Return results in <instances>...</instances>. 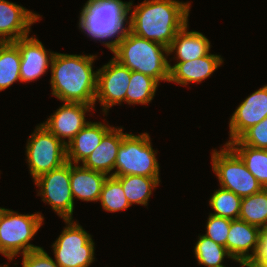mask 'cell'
Returning <instances> with one entry per match:
<instances>
[{
    "label": "cell",
    "mask_w": 267,
    "mask_h": 267,
    "mask_svg": "<svg viewBox=\"0 0 267 267\" xmlns=\"http://www.w3.org/2000/svg\"><path fill=\"white\" fill-rule=\"evenodd\" d=\"M261 229L248 224L246 221L231 220L229 235L227 237V251L231 259L246 267L256 255L259 246ZM249 251H252L251 254Z\"/></svg>",
    "instance_id": "9a60e30c"
},
{
    "label": "cell",
    "mask_w": 267,
    "mask_h": 267,
    "mask_svg": "<svg viewBox=\"0 0 267 267\" xmlns=\"http://www.w3.org/2000/svg\"><path fill=\"white\" fill-rule=\"evenodd\" d=\"M106 178L107 175L104 173L70 163V185L73 199L99 201Z\"/></svg>",
    "instance_id": "ffe728a7"
},
{
    "label": "cell",
    "mask_w": 267,
    "mask_h": 267,
    "mask_svg": "<svg viewBox=\"0 0 267 267\" xmlns=\"http://www.w3.org/2000/svg\"><path fill=\"white\" fill-rule=\"evenodd\" d=\"M64 222L67 226L52 245L54 261L60 267H89L95 260L91 235L72 219Z\"/></svg>",
    "instance_id": "9c48e42d"
},
{
    "label": "cell",
    "mask_w": 267,
    "mask_h": 267,
    "mask_svg": "<svg viewBox=\"0 0 267 267\" xmlns=\"http://www.w3.org/2000/svg\"><path fill=\"white\" fill-rule=\"evenodd\" d=\"M221 151L212 152V169L220 186L232 191L241 198L259 192L263 187L248 171L240 156L228 145Z\"/></svg>",
    "instance_id": "52a82bcc"
},
{
    "label": "cell",
    "mask_w": 267,
    "mask_h": 267,
    "mask_svg": "<svg viewBox=\"0 0 267 267\" xmlns=\"http://www.w3.org/2000/svg\"><path fill=\"white\" fill-rule=\"evenodd\" d=\"M223 63L222 57L216 54H207L201 58L185 62L169 64V82L188 85L190 82L200 83L208 78Z\"/></svg>",
    "instance_id": "e0dca14e"
},
{
    "label": "cell",
    "mask_w": 267,
    "mask_h": 267,
    "mask_svg": "<svg viewBox=\"0 0 267 267\" xmlns=\"http://www.w3.org/2000/svg\"><path fill=\"white\" fill-rule=\"evenodd\" d=\"M195 257L199 265L207 267H225L222 262L224 257L231 258L226 247L215 243L209 237L199 235L198 241L194 247Z\"/></svg>",
    "instance_id": "4316f807"
},
{
    "label": "cell",
    "mask_w": 267,
    "mask_h": 267,
    "mask_svg": "<svg viewBox=\"0 0 267 267\" xmlns=\"http://www.w3.org/2000/svg\"><path fill=\"white\" fill-rule=\"evenodd\" d=\"M188 23L176 34L168 48L169 55L176 52L177 62L201 58L210 51V42L202 33L187 31Z\"/></svg>",
    "instance_id": "44dd1931"
},
{
    "label": "cell",
    "mask_w": 267,
    "mask_h": 267,
    "mask_svg": "<svg viewBox=\"0 0 267 267\" xmlns=\"http://www.w3.org/2000/svg\"><path fill=\"white\" fill-rule=\"evenodd\" d=\"M95 55L56 53L51 63L52 95L63 102L96 103L97 71H93Z\"/></svg>",
    "instance_id": "7a4b0ae2"
},
{
    "label": "cell",
    "mask_w": 267,
    "mask_h": 267,
    "mask_svg": "<svg viewBox=\"0 0 267 267\" xmlns=\"http://www.w3.org/2000/svg\"><path fill=\"white\" fill-rule=\"evenodd\" d=\"M122 140V127H112L103 136L101 143L82 162V166L109 176L108 174L114 169L118 149Z\"/></svg>",
    "instance_id": "d6986e66"
},
{
    "label": "cell",
    "mask_w": 267,
    "mask_h": 267,
    "mask_svg": "<svg viewBox=\"0 0 267 267\" xmlns=\"http://www.w3.org/2000/svg\"><path fill=\"white\" fill-rule=\"evenodd\" d=\"M114 59L130 71L141 72L158 83L169 82L168 48L127 31L112 51ZM166 53V55H164Z\"/></svg>",
    "instance_id": "277c9868"
},
{
    "label": "cell",
    "mask_w": 267,
    "mask_h": 267,
    "mask_svg": "<svg viewBox=\"0 0 267 267\" xmlns=\"http://www.w3.org/2000/svg\"><path fill=\"white\" fill-rule=\"evenodd\" d=\"M159 83L141 72L131 71V77L125 96L129 105L147 104L153 100Z\"/></svg>",
    "instance_id": "484cf974"
},
{
    "label": "cell",
    "mask_w": 267,
    "mask_h": 267,
    "mask_svg": "<svg viewBox=\"0 0 267 267\" xmlns=\"http://www.w3.org/2000/svg\"><path fill=\"white\" fill-rule=\"evenodd\" d=\"M156 153L148 133L140 135L123 133L114 166L116 170L110 176L135 175L159 178L160 166Z\"/></svg>",
    "instance_id": "5b68a950"
},
{
    "label": "cell",
    "mask_w": 267,
    "mask_h": 267,
    "mask_svg": "<svg viewBox=\"0 0 267 267\" xmlns=\"http://www.w3.org/2000/svg\"><path fill=\"white\" fill-rule=\"evenodd\" d=\"M247 266H267V228L261 229L258 250Z\"/></svg>",
    "instance_id": "d6a6232c"
},
{
    "label": "cell",
    "mask_w": 267,
    "mask_h": 267,
    "mask_svg": "<svg viewBox=\"0 0 267 267\" xmlns=\"http://www.w3.org/2000/svg\"><path fill=\"white\" fill-rule=\"evenodd\" d=\"M91 108L94 109V106L84 103L64 102L47 121L41 124L64 144H67L89 123L85 120V113L93 110ZM65 138L68 140L66 141Z\"/></svg>",
    "instance_id": "7c38bea8"
},
{
    "label": "cell",
    "mask_w": 267,
    "mask_h": 267,
    "mask_svg": "<svg viewBox=\"0 0 267 267\" xmlns=\"http://www.w3.org/2000/svg\"><path fill=\"white\" fill-rule=\"evenodd\" d=\"M190 3L177 0H144L129 16L135 35L170 47L176 34L188 23Z\"/></svg>",
    "instance_id": "6da1fadb"
},
{
    "label": "cell",
    "mask_w": 267,
    "mask_h": 267,
    "mask_svg": "<svg viewBox=\"0 0 267 267\" xmlns=\"http://www.w3.org/2000/svg\"><path fill=\"white\" fill-rule=\"evenodd\" d=\"M231 220L210 213L206 225V234L215 243H218L227 249V237L229 235Z\"/></svg>",
    "instance_id": "f546056e"
},
{
    "label": "cell",
    "mask_w": 267,
    "mask_h": 267,
    "mask_svg": "<svg viewBox=\"0 0 267 267\" xmlns=\"http://www.w3.org/2000/svg\"><path fill=\"white\" fill-rule=\"evenodd\" d=\"M228 145L240 156L260 185L267 188V150L246 146L238 139L228 142Z\"/></svg>",
    "instance_id": "7402d4cb"
},
{
    "label": "cell",
    "mask_w": 267,
    "mask_h": 267,
    "mask_svg": "<svg viewBox=\"0 0 267 267\" xmlns=\"http://www.w3.org/2000/svg\"><path fill=\"white\" fill-rule=\"evenodd\" d=\"M5 209H6V208H1V207H0V219H1L2 215H3L4 212H5Z\"/></svg>",
    "instance_id": "836d02e7"
},
{
    "label": "cell",
    "mask_w": 267,
    "mask_h": 267,
    "mask_svg": "<svg viewBox=\"0 0 267 267\" xmlns=\"http://www.w3.org/2000/svg\"><path fill=\"white\" fill-rule=\"evenodd\" d=\"M238 140L246 146L267 150V116L247 129Z\"/></svg>",
    "instance_id": "4dcf8cb0"
},
{
    "label": "cell",
    "mask_w": 267,
    "mask_h": 267,
    "mask_svg": "<svg viewBox=\"0 0 267 267\" xmlns=\"http://www.w3.org/2000/svg\"><path fill=\"white\" fill-rule=\"evenodd\" d=\"M21 55V82H32L41 77L52 63L54 52L46 51L43 44L35 37H23L13 42Z\"/></svg>",
    "instance_id": "5bb4252c"
},
{
    "label": "cell",
    "mask_w": 267,
    "mask_h": 267,
    "mask_svg": "<svg viewBox=\"0 0 267 267\" xmlns=\"http://www.w3.org/2000/svg\"><path fill=\"white\" fill-rule=\"evenodd\" d=\"M99 201L105 211L117 212L130 207L121 182L114 176H107L101 190Z\"/></svg>",
    "instance_id": "f1b7e54d"
},
{
    "label": "cell",
    "mask_w": 267,
    "mask_h": 267,
    "mask_svg": "<svg viewBox=\"0 0 267 267\" xmlns=\"http://www.w3.org/2000/svg\"><path fill=\"white\" fill-rule=\"evenodd\" d=\"M132 2L121 0H88L80 12L79 28L90 38L107 40L103 45L112 52L129 30L127 15L132 10ZM126 22V23H125Z\"/></svg>",
    "instance_id": "3957f363"
},
{
    "label": "cell",
    "mask_w": 267,
    "mask_h": 267,
    "mask_svg": "<svg viewBox=\"0 0 267 267\" xmlns=\"http://www.w3.org/2000/svg\"><path fill=\"white\" fill-rule=\"evenodd\" d=\"M239 219L260 229L267 228V188L242 198Z\"/></svg>",
    "instance_id": "d4e9b609"
},
{
    "label": "cell",
    "mask_w": 267,
    "mask_h": 267,
    "mask_svg": "<svg viewBox=\"0 0 267 267\" xmlns=\"http://www.w3.org/2000/svg\"><path fill=\"white\" fill-rule=\"evenodd\" d=\"M40 15L24 7L0 0V42H14L29 35L30 26Z\"/></svg>",
    "instance_id": "2e32d148"
},
{
    "label": "cell",
    "mask_w": 267,
    "mask_h": 267,
    "mask_svg": "<svg viewBox=\"0 0 267 267\" xmlns=\"http://www.w3.org/2000/svg\"><path fill=\"white\" fill-rule=\"evenodd\" d=\"M43 219L39 212L25 215L5 209L0 219V253L12 261L18 253L23 255L41 248L29 241L41 227Z\"/></svg>",
    "instance_id": "8992f818"
},
{
    "label": "cell",
    "mask_w": 267,
    "mask_h": 267,
    "mask_svg": "<svg viewBox=\"0 0 267 267\" xmlns=\"http://www.w3.org/2000/svg\"><path fill=\"white\" fill-rule=\"evenodd\" d=\"M122 185L130 206L135 203L147 206L152 191L159 185L160 178L125 175L116 177Z\"/></svg>",
    "instance_id": "603a6c76"
},
{
    "label": "cell",
    "mask_w": 267,
    "mask_h": 267,
    "mask_svg": "<svg viewBox=\"0 0 267 267\" xmlns=\"http://www.w3.org/2000/svg\"><path fill=\"white\" fill-rule=\"evenodd\" d=\"M241 201L240 196L221 187L213 193L209 205L215 212L212 215L235 220L239 219Z\"/></svg>",
    "instance_id": "83f0119b"
},
{
    "label": "cell",
    "mask_w": 267,
    "mask_h": 267,
    "mask_svg": "<svg viewBox=\"0 0 267 267\" xmlns=\"http://www.w3.org/2000/svg\"><path fill=\"white\" fill-rule=\"evenodd\" d=\"M26 156L30 174L35 180L67 162L66 144L40 124L28 139Z\"/></svg>",
    "instance_id": "ba28073f"
},
{
    "label": "cell",
    "mask_w": 267,
    "mask_h": 267,
    "mask_svg": "<svg viewBox=\"0 0 267 267\" xmlns=\"http://www.w3.org/2000/svg\"><path fill=\"white\" fill-rule=\"evenodd\" d=\"M21 55L13 42H0V91L20 79Z\"/></svg>",
    "instance_id": "cb8c5ba5"
},
{
    "label": "cell",
    "mask_w": 267,
    "mask_h": 267,
    "mask_svg": "<svg viewBox=\"0 0 267 267\" xmlns=\"http://www.w3.org/2000/svg\"><path fill=\"white\" fill-rule=\"evenodd\" d=\"M22 256V267H60L42 247Z\"/></svg>",
    "instance_id": "1f68e13d"
},
{
    "label": "cell",
    "mask_w": 267,
    "mask_h": 267,
    "mask_svg": "<svg viewBox=\"0 0 267 267\" xmlns=\"http://www.w3.org/2000/svg\"><path fill=\"white\" fill-rule=\"evenodd\" d=\"M246 267H267V266H246Z\"/></svg>",
    "instance_id": "e575fe53"
},
{
    "label": "cell",
    "mask_w": 267,
    "mask_h": 267,
    "mask_svg": "<svg viewBox=\"0 0 267 267\" xmlns=\"http://www.w3.org/2000/svg\"><path fill=\"white\" fill-rule=\"evenodd\" d=\"M112 128L101 122H91L83 127L75 137L66 144L67 162L79 164L89 156L101 143L103 136Z\"/></svg>",
    "instance_id": "ac0fdd59"
},
{
    "label": "cell",
    "mask_w": 267,
    "mask_h": 267,
    "mask_svg": "<svg viewBox=\"0 0 267 267\" xmlns=\"http://www.w3.org/2000/svg\"><path fill=\"white\" fill-rule=\"evenodd\" d=\"M130 77L131 71L114 58L97 70L95 101L99 100L104 115L110 107L125 102Z\"/></svg>",
    "instance_id": "8fae6325"
},
{
    "label": "cell",
    "mask_w": 267,
    "mask_h": 267,
    "mask_svg": "<svg viewBox=\"0 0 267 267\" xmlns=\"http://www.w3.org/2000/svg\"><path fill=\"white\" fill-rule=\"evenodd\" d=\"M40 188L38 195L43 202L51 205L58 216L64 219L73 218L74 199L70 185V163L44 173L34 180Z\"/></svg>",
    "instance_id": "30bf717a"
},
{
    "label": "cell",
    "mask_w": 267,
    "mask_h": 267,
    "mask_svg": "<svg viewBox=\"0 0 267 267\" xmlns=\"http://www.w3.org/2000/svg\"><path fill=\"white\" fill-rule=\"evenodd\" d=\"M267 116V85L249 95L235 110L229 122L230 139L237 140L247 129Z\"/></svg>",
    "instance_id": "4fadbf2b"
}]
</instances>
